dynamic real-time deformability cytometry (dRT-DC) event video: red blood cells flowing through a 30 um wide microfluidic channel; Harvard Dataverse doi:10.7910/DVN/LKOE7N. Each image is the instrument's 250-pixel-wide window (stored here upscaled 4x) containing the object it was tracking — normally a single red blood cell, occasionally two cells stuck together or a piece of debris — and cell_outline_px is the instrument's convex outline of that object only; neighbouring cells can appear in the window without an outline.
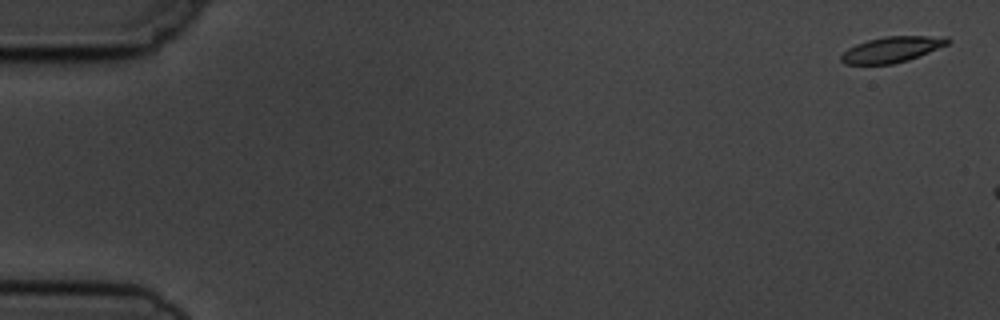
{"species": "common noctule bat (a hibernating species)", "species_latin": "Nyctalus noctula", "temperature_condition": "cold", "stored_images_in_passage": 2, "camera_frame_rate_fps": 3000, "um_per_image_px": 0.085, "animal": {"sex": "male", "body_mass_g": 19.5, "forearm_length_mm": 54.6}, "frame": {"image": 1, "passage_image": 1, "time_ms": 0.0, "image_size_px": [1000, 320], "cell_outline_px": [[952, 40], [948, 44], [908, 60], [892, 64], [844, 64], [840, 60], [840, 56], [848, 48], [856, 44], [868, 40], [884, 36], [948, 36]], "centroid_in_image_um": [75.81, 4.19], "position_along_channel_um": 9.2, "area_um2": 15.95}}